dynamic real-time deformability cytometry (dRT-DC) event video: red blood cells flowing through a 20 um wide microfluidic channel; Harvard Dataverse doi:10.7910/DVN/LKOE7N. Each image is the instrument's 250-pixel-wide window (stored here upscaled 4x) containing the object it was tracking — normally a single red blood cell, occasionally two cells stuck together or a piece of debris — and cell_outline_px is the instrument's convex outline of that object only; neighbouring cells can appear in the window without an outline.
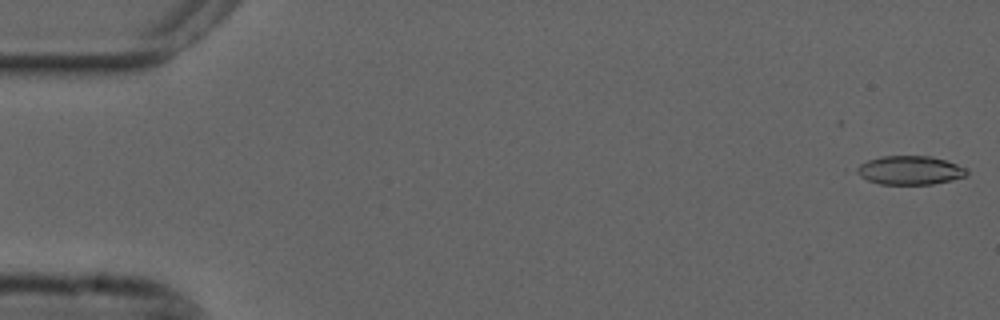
{"species": "common noctule bat (a hibernating species)", "species_latin": "Nyctalus noctula", "temperature_condition": "cold", "stored_images_in_passage": 2, "camera_frame_rate_fps": 3000, "um_per_image_px": 0.085, "animal": {"sex": "male", "forearm_length_mm": 52.5}, "frame": {"image": 1, "passage_image": 2, "time_ms": 0.333, "image_size_px": [1000, 320], "cell_outline_px": [[968, 176], [952, 180], [932, 184], [880, 184], [868, 180], [852, 172], [852, 168], [868, 160], [880, 156], [928, 156], [944, 160], [968, 168]], "centroid_in_image_um": [77.3, 14.47], "position_along_channel_um": 7.7, "area_um2": 18.67}}